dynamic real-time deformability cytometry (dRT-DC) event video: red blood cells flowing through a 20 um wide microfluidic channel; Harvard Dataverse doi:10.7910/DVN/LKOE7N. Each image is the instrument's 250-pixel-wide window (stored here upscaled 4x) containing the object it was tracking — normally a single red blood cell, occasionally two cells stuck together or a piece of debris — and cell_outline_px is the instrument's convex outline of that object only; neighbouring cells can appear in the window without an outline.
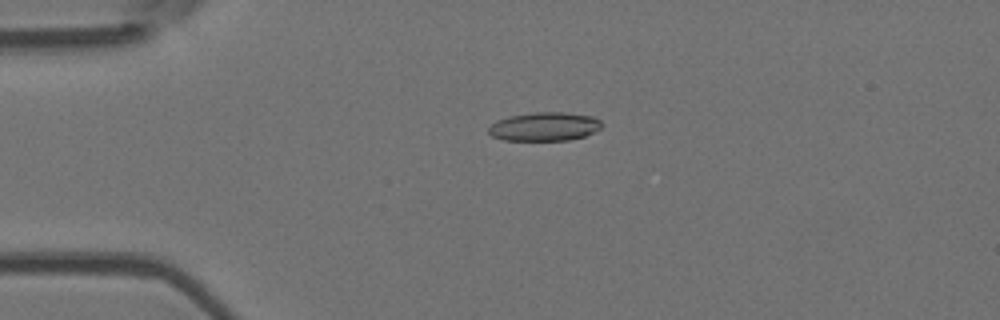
{"species": "Egyptian fruit bat (a non-hibernating species)", "species_latin": "Rousettus aegyptiacus", "temperature_condition": "room temperature", "stored_images_in_passage": 47, "camera_frame_rate_fps": 3000, "um_per_image_px": 0.085, "animal": {"sex": "female"}, "frame": {"image": 1, "passage_image": 6, "time_ms": 1.667, "image_size_px": [1000, 320], "cell_outline_px": [[604, 124], [600, 128], [584, 136], [568, 140], [504, 140], [492, 136], [488, 132], [488, 128], [496, 120], [508, 116], [532, 112], [564, 112], [592, 116], [600, 120]], "centroid_in_image_um": [46.26, 10.75], "position_along_channel_um": 38.7, "area_um2": 18.96}}
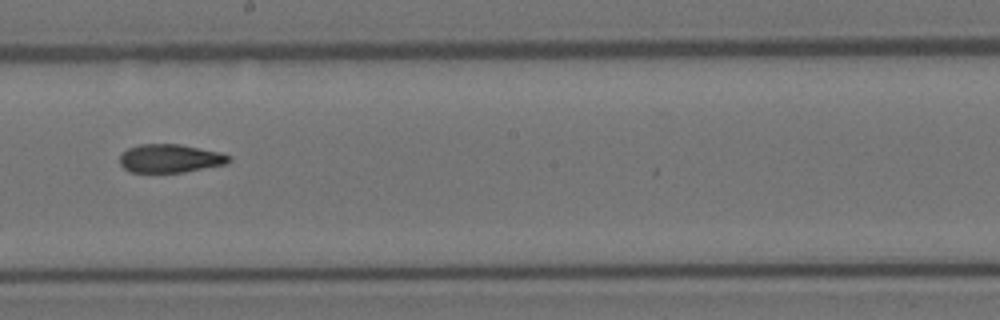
{"frame": {"image": 2, "passage_image": 24, "time_ms": 7.667, "image_size_px": [1000, 320], "cell_outline_px": [[232, 160], [224, 164], [184, 172], [132, 172], [124, 168], [120, 164], [120, 156], [128, 148], [140, 144], [180, 144], [220, 152], [232, 156]], "centroid_in_image_um": [14.48, 13.46], "position_along_channel_um": 233.7, "area_um2": 17.98}}
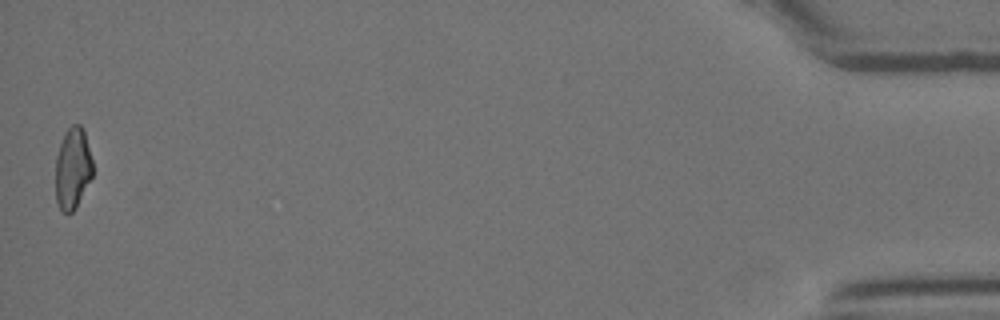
{"frame": {"image": 3, "passage_image": 47, "time_ms": 15.333, "image_size_px": [1000, 320], "cell_outline_px": [[92, 176], [76, 208], [68, 216], [60, 212], [56, 200], [56, 156], [64, 132], [72, 124], [80, 124], [84, 128], [92, 160]], "centroid_in_image_um": [6.17, 14.33], "position_along_channel_um": 429.0, "area_um2": 17.92}, "authors_computed_cell_mechanics": {"area_um2": 18.785, "velocity_mm_per_s": 3.7722, "shape_relaxation_time_tau1_ms": null, "shape_relaxation_time_tau2_ms": 3.2223, "deformation_change_tau1": null, "deformation_change_tau2": 0.1118}}